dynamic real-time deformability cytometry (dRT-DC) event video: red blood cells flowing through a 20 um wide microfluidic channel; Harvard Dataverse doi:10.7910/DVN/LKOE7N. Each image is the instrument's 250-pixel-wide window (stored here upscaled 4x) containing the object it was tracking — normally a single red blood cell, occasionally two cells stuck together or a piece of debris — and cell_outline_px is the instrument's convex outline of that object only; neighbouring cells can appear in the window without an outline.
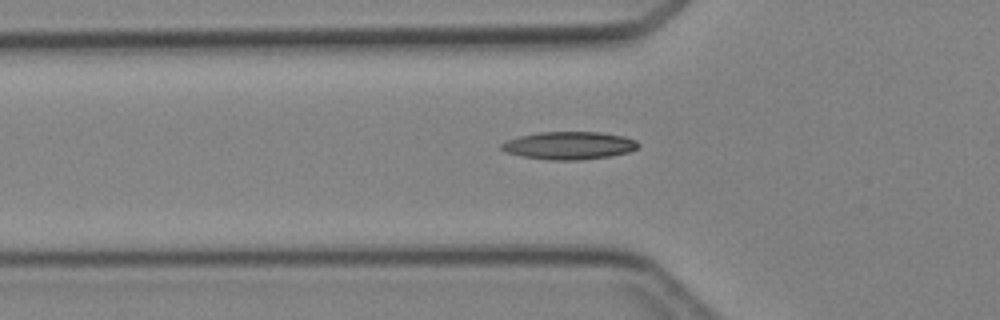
{"species": "Egyptian fruit bat (a non-hibernating species)", "species_latin": "Rousettus aegyptiacus", "temperature_condition": "cold", "stored_images_in_passage": 33, "camera_frame_rate_fps": 3000, "um_per_image_px": 0.085, "animal": {"sex": "female"}, "frame": {"image": 1, "passage_image": 4, "time_ms": 1.0, "image_size_px": [1000, 320], "cell_outline_px": [[640, 144], [636, 148], [628, 152], [612, 156], [580, 160], [548, 160], [524, 156], [508, 152], [500, 148], [500, 144], [508, 140], [520, 136], [540, 132], [600, 132], [624, 136], [636, 140]], "centroid_in_image_um": [48.41, 12.37], "position_along_channel_um": 77.4, "area_um2": 22.02}}
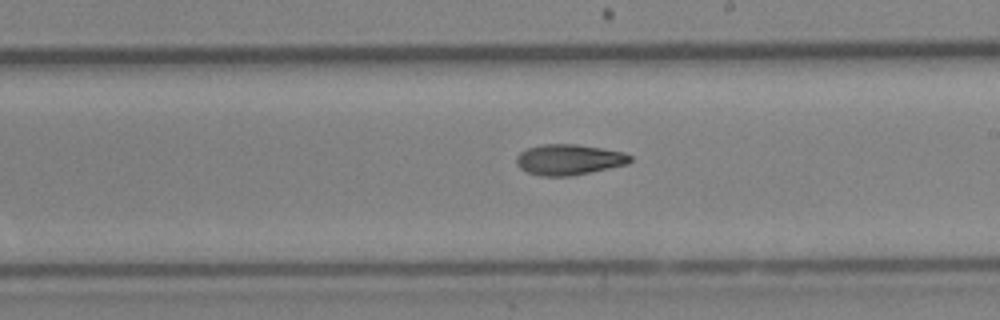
{"frame": {"image": 2, "passage_image": 15, "time_ms": 4.667, "image_size_px": [1000, 320], "cell_outline_px": [[632, 160], [628, 164], [568, 176], [540, 176], [528, 172], [520, 168], [516, 164], [516, 156], [520, 152], [528, 148], [540, 144], [576, 144], [624, 152], [632, 156]], "centroid_in_image_um": [48.34, 13.56], "position_along_channel_um": 240.7, "area_um2": 20.23}}
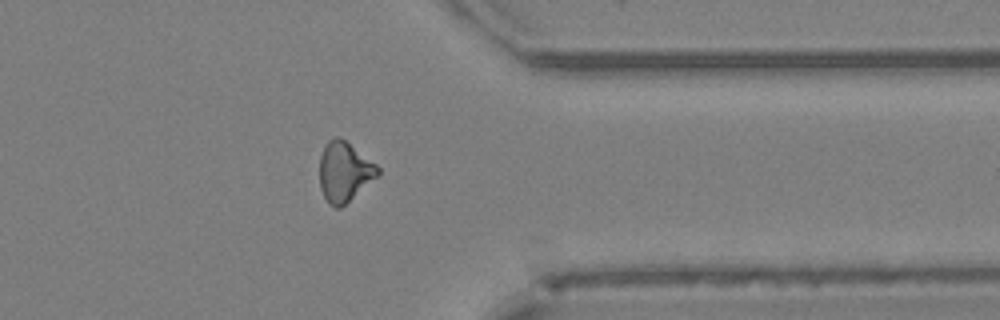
{"frame": {"image": 3, "passage_image": 25, "time_ms": 8.0, "image_size_px": [1000, 320], "cell_outline_px": [[380, 172], [376, 176], [340, 208], [336, 208], [328, 204], [320, 188], [320, 156], [324, 144], [328, 140], [336, 136], [344, 140], [376, 164], [380, 168]], "centroid_in_image_um": [29.23, 14.59], "position_along_channel_um": 382.2, "area_um2": 19.88}}